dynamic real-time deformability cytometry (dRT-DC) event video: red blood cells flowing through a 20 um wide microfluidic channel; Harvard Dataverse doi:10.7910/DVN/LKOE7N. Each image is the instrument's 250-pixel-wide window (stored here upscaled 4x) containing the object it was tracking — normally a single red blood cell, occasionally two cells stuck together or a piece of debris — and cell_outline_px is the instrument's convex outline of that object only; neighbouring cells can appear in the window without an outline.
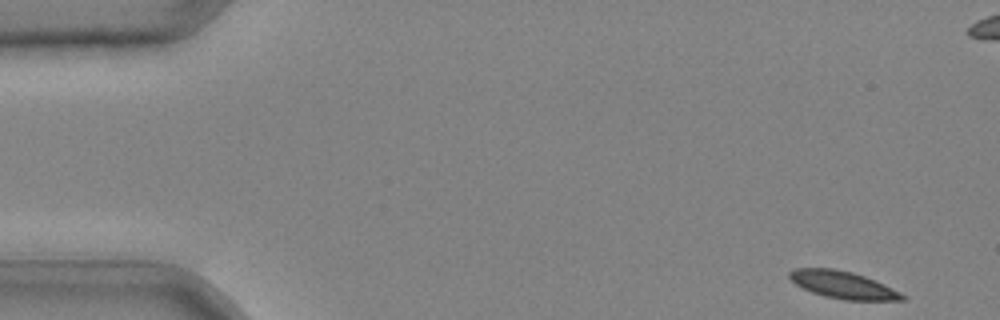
{"species": "common noctule bat (a hibernating species)", "species_latin": "Nyctalus noctula", "temperature_condition": "cold", "stored_images_in_passage": 38, "camera_frame_rate_fps": 3000, "um_per_image_px": 0.085, "animal": {"sex": "male", "body_mass_g": 20.4}, "frame": {"image": 1, "passage_image": 1, "time_ms": 0.0, "image_size_px": [1000, 320], "cell_outline_px": [[908, 300], [844, 300], [824, 296], [812, 292], [796, 284], [788, 276], [788, 272], [792, 268], [832, 268], [852, 272], [864, 276], [884, 284], [908, 296]], "centroid_in_image_um": [71.67, 24.21], "position_along_channel_um": 13.3, "area_um2": 17.98}}
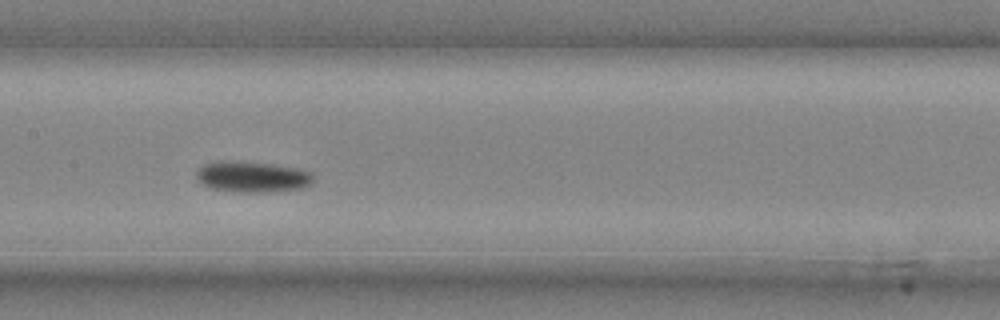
{"frame": {"image": 2, "passage_image": 20, "time_ms": 6.333, "image_size_px": [1000, 320], "cell_outline_px": [[312, 184], [300, 188], [268, 192], [240, 192], [212, 188], [204, 184], [196, 176], [196, 172], [204, 164], [216, 160], [240, 160], [272, 164], [300, 168], [312, 172]], "centroid_in_image_um": [21.46, 15.0], "position_along_channel_um": 185.9, "area_um2": 21.21}}
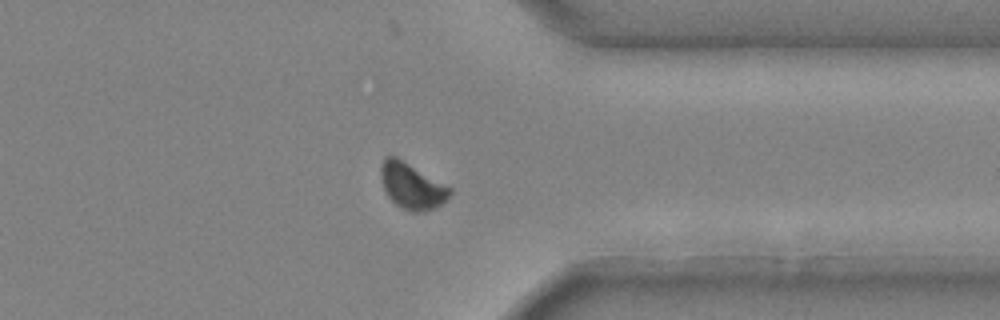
{"frame": {"image": 3, "passage_image": 33, "time_ms": 10.667, "image_size_px": [1000, 320], "cell_outline_px": [[452, 192], [440, 204], [424, 212], [412, 212], [396, 204], [388, 196], [384, 188], [380, 176], [380, 164], [384, 156], [396, 156], [452, 188]], "centroid_in_image_um": [34.97, 15.78], "position_along_channel_um": 376.4, "area_um2": 18.26}}